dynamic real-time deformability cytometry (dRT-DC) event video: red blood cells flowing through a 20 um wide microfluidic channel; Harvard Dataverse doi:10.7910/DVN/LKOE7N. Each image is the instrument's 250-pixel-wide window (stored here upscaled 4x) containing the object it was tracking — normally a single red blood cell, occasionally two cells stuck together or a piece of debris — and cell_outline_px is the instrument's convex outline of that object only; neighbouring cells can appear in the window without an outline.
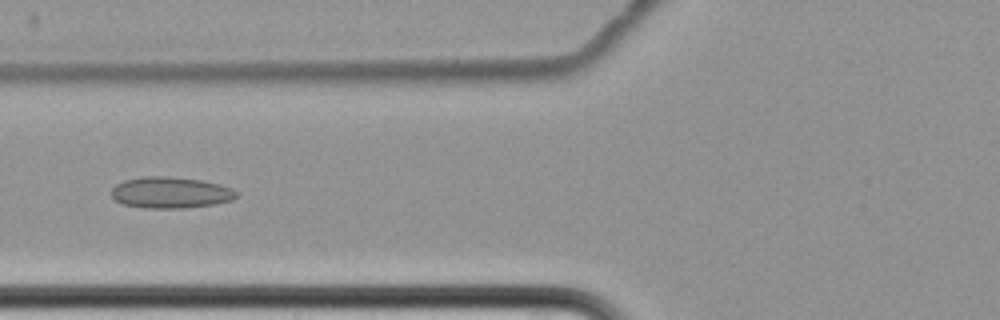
{"species": "common noctule bat (a hibernating species)", "species_latin": "Nyctalus noctula", "temperature_condition": "cold", "stored_images_in_passage": 9, "camera_frame_rate_fps": 3000, "um_per_image_px": 0.085, "animal": {"sex": "female", "body_mass_g": 22.7, "forearm_length_mm": 54.2}, "frame": {"image": 1, "passage_image": 7, "time_ms": 8.0, "image_size_px": [1000, 320], "cell_outline_px": [[236, 196], [232, 200], [212, 204], [184, 208], [148, 208], [120, 204], [112, 196], [112, 188], [116, 184], [124, 180], [144, 176], [168, 176], [200, 180], [220, 184], [232, 188], [236, 192]], "centroid_in_image_um": [14.47, 16.36], "position_along_channel_um": 111.3, "area_um2": 22.72}}
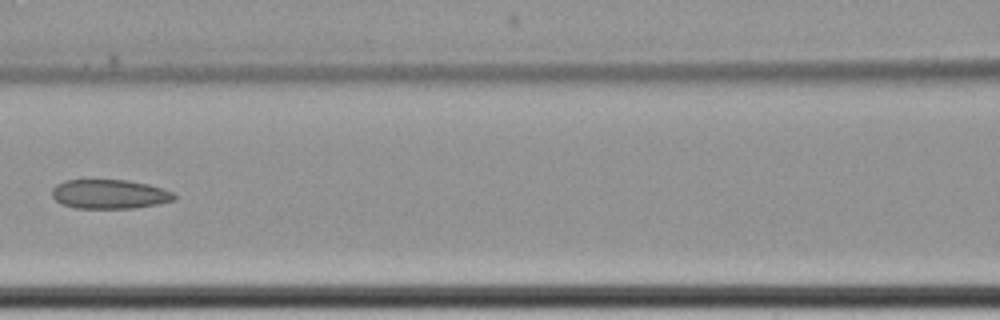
{"frame": {"image": 2, "passage_image": 8, "time_ms": 9.333, "image_size_px": [1000, 320], "cell_outline_px": [[176, 200], [156, 204], [132, 208], [76, 208], [60, 204], [52, 196], [52, 188], [56, 184], [64, 180], [128, 180], [148, 184], [164, 188], [172, 192], [176, 196]], "centroid_in_image_um": [9.3, 16.5], "position_along_channel_um": 157.3, "area_um2": 20.92}}
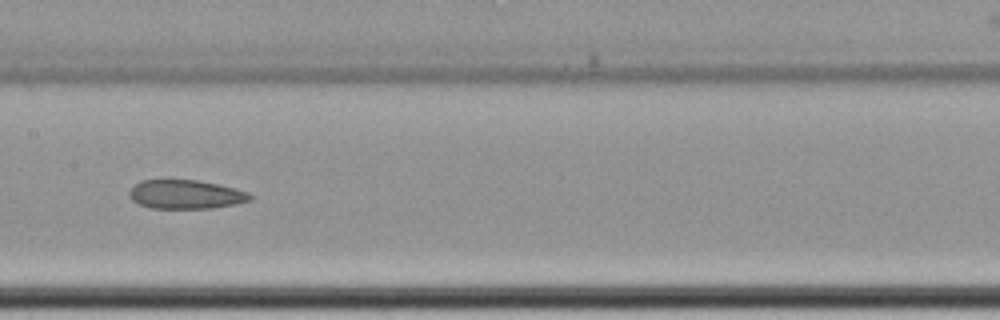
{"frame": {"image": 3, "passage_image": 9, "time_ms": 10.333, "image_size_px": [1000, 320], "cell_outline_px": [[252, 200], [236, 204], [212, 208], [152, 208], [140, 204], [132, 200], [128, 192], [140, 180], [200, 180], [220, 184], [248, 192], [252, 196]], "centroid_in_image_um": [15.82, 16.52], "position_along_channel_um": 191.6, "area_um2": 20.35}}